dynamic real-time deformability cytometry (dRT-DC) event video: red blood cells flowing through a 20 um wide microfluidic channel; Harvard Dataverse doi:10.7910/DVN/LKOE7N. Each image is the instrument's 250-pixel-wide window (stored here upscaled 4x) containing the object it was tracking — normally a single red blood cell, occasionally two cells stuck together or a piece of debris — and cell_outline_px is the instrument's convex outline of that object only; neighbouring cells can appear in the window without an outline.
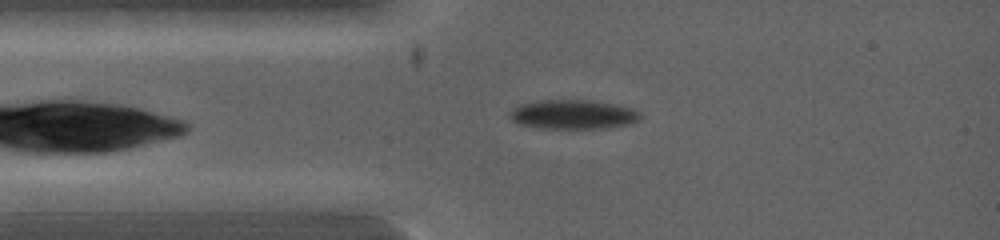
{"species": "common noctule bat (a hibernating species)", "species_latin": "Nyctalus noctula", "temperature_condition": "warm", "stored_images_in_passage": 11, "camera_frame_rate_fps": 5000, "um_per_image_px": 0.085, "animal": {"sex": "female", "body_mass_g": 19.0, "forearm_length_mm": 53.3}, "frame": {"image": 1, "passage_image": 5, "time_ms": 1.2, "image_size_px": [1000, 240], "cell_outline_px": [[640, 120], [632, 124], [604, 128], [540, 128], [520, 124], [512, 120], [508, 116], [512, 108], [520, 104], [536, 100], [592, 100], [636, 108], [640, 112]], "centroid_in_image_um": [48.74, 9.72], "position_along_channel_um": 36.3, "area_um2": 22.54}}
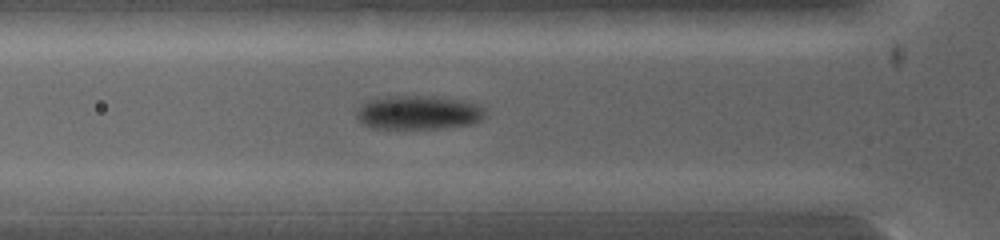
{"frame": {"image": 2, "passage_image": 8, "time_ms": 2.2, "image_size_px": [1000, 240], "cell_outline_px": [[484, 116], [480, 120], [472, 124], [436, 128], [372, 128], [360, 124], [356, 116], [356, 108], [360, 104], [372, 100], [388, 96], [428, 96], [460, 100], [476, 104], [484, 108]], "centroid_in_image_um": [35.5, 9.57], "position_along_channel_um": 90.3, "area_um2": 25.26}}
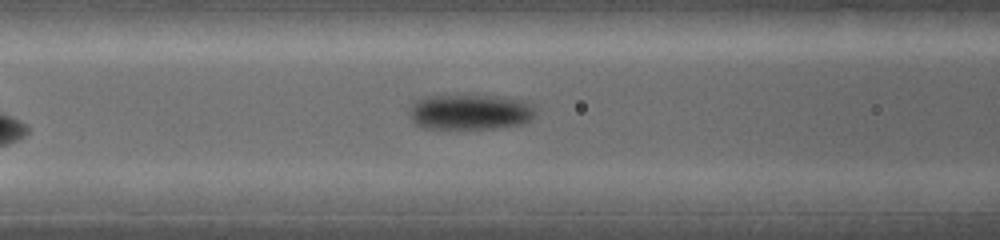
{"frame": {"image": 3, "passage_image": 10, "time_ms": 2.8, "image_size_px": [1000, 240], "cell_outline_px": [[536, 112], [532, 120], [524, 124], [492, 128], [424, 128], [416, 124], [408, 116], [408, 108], [412, 100], [424, 96], [508, 96], [524, 100], [532, 104]], "centroid_in_image_um": [39.95, 9.5], "position_along_channel_um": 126.7, "area_um2": 26.53}}